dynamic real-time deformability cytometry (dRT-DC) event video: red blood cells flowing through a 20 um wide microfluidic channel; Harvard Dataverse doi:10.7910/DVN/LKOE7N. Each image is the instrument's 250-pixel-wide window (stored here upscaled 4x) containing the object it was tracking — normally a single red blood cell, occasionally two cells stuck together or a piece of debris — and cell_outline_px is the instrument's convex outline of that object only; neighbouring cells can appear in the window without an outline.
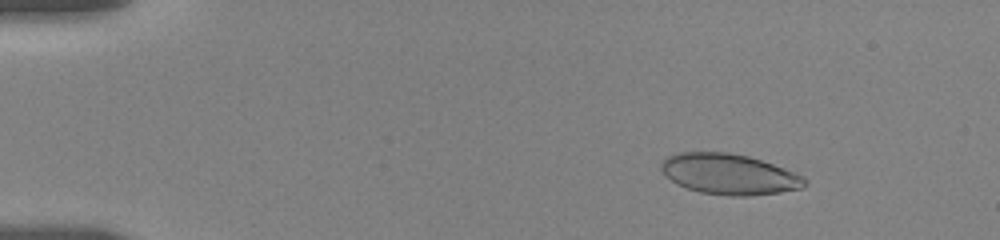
{"species": "human", "species_latin": "Homo sapiens", "temperature_condition": "room temperature", "stored_images_in_passage": 33, "camera_frame_rate_fps": 3000, "um_per_image_px": 0.085, "donor": {"sex": "female"}, "frame": {"image": 1, "passage_image": 2, "time_ms": 0.333, "image_size_px": [1000, 240], "cell_outline_px": [[808, 184], [800, 188], [780, 192], [748, 196], [732, 196], [700, 192], [676, 184], [660, 168], [660, 164], [668, 156], [680, 152], [728, 152], [748, 156], [796, 172], [804, 176], [808, 180]], "centroid_in_image_um": [62.01, 14.8], "position_along_channel_um": 23.0, "area_um2": 33.87}}
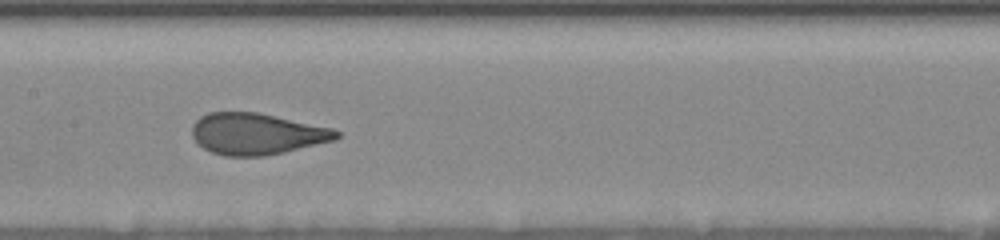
{"frame": {"image": 2, "passage_image": 16, "time_ms": 7.333, "image_size_px": [1000, 240], "cell_outline_px": [[340, 136], [336, 140], [284, 152], [264, 156], [224, 156], [212, 152], [204, 148], [192, 136], [192, 124], [200, 116], [208, 112], [256, 112], [332, 128], [340, 132]], "centroid_in_image_um": [21.82, 11.38], "position_along_channel_um": 185.6, "area_um2": 34.74}}
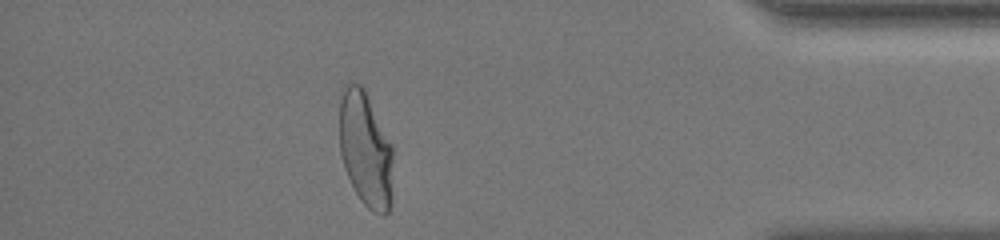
{"frame": {"image": 3, "passage_image": 29, "time_ms": 14.333, "image_size_px": [1000, 240], "cell_outline_px": [[392, 200], [388, 212], [384, 216], [372, 212], [360, 200], [344, 168], [340, 156], [340, 96], [344, 84], [348, 80], [360, 84], [364, 88], [392, 148]], "centroid_in_image_um": [31.05, 12.7], "position_along_channel_um": 404.1, "area_um2": 36.07}, "authors_computed_cell_mechanics": {"area_um2": 35.258, "velocity_mm_per_s": 3.6277, "shape_relaxation_time_tau1_ms": 7.0446, "shape_relaxation_time_tau2_ms": null, "deformation_change_tau1": 0.2129, "deformation_change_tau2": null}}